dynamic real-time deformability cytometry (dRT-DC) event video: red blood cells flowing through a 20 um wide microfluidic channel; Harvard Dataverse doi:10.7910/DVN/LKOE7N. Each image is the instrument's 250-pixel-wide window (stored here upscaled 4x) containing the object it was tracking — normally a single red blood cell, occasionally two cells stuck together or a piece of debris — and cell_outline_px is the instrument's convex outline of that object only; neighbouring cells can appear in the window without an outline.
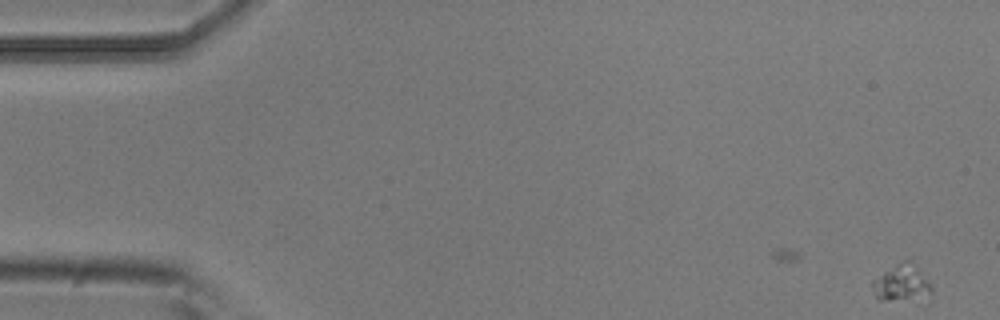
{"species": "common noctule bat (a hibernating species)", "species_latin": "Nyctalus noctula", "temperature_condition": "room temperature", "stored_images_in_passage": 4, "camera_frame_rate_fps": 3000, "um_per_image_px": 0.085, "animal": {"sex": "male", "body_mass_g": 20.5, "forearm_length_mm": 52.5}, "frame": {"image": 1, "passage_image": 1, "time_ms": 0.0, "image_size_px": [1000, 320], "cell_outline_px": [[932, 292], [888, 300], [876, 300], [872, 288], [872, 280], [900, 260], [908, 260], [932, 288]], "centroid_in_image_um": [76.48, 24.01], "position_along_channel_um": 8.5, "area_um2": 11.44}}